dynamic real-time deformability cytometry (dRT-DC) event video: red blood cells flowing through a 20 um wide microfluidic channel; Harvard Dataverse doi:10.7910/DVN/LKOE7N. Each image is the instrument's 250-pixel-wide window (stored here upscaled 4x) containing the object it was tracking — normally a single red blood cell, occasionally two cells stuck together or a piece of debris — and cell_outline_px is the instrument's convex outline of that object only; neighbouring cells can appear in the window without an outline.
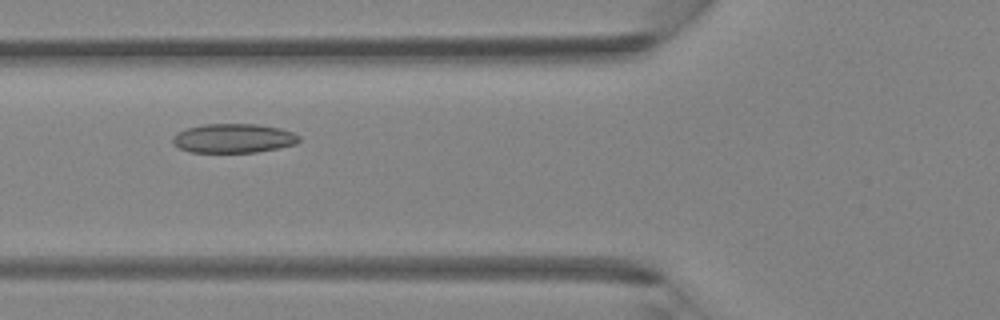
{"species": "Egyptian fruit bat (a non-hibernating species)", "species_latin": "Rousettus aegyptiacus", "temperature_condition": "room temperature", "stored_images_in_passage": 5, "camera_frame_rate_fps": 3000, "um_per_image_px": 0.085, "animal": {"sex": "female"}, "frame": {"image": 1, "passage_image": 5, "time_ms": 1.333, "image_size_px": [1000, 320], "cell_outline_px": [[300, 140], [296, 144], [256, 152], [188, 152], [180, 148], [172, 140], [180, 132], [188, 128], [204, 124], [256, 124], [280, 128], [292, 132], [300, 136]], "centroid_in_image_um": [19.89, 11.75], "position_along_channel_um": 105.9, "area_um2": 21.15}}